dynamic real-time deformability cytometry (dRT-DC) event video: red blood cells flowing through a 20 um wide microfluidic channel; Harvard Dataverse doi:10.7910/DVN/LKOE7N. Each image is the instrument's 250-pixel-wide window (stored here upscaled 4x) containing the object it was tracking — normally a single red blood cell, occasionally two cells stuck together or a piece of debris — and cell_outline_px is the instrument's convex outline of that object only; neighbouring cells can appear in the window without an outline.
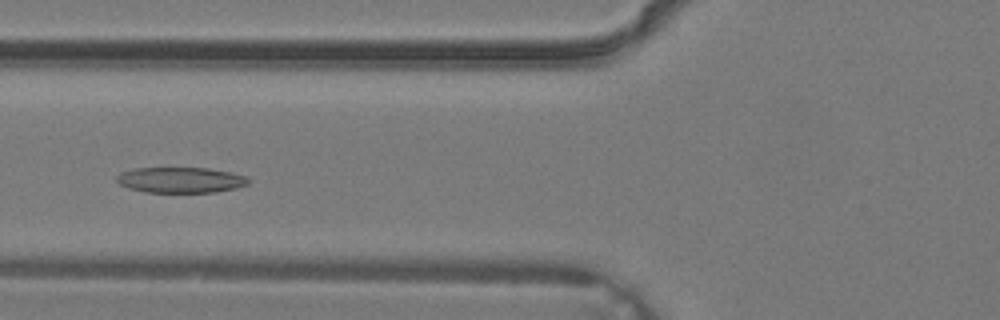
{"species": "common noctule bat (a hibernating species)", "species_latin": "Nyctalus noctula", "temperature_condition": "warm", "stored_images_in_passage": 30, "camera_frame_rate_fps": 3000, "um_per_image_px": 0.085, "animal": {"sex": "male", "body_mass_g": 19.2, "forearm_length_mm": 51.8}, "frame": {"image": 1, "passage_image": 11, "time_ms": 3.333, "image_size_px": [1000, 320], "cell_outline_px": [[252, 180], [248, 184], [236, 188], [216, 192], [144, 192], [128, 188], [120, 184], [116, 180], [116, 176], [120, 172], [136, 168], [208, 168], [248, 176]], "centroid_in_image_um": [15.37, 15.3], "position_along_channel_um": 110.4, "area_um2": 19.77}}
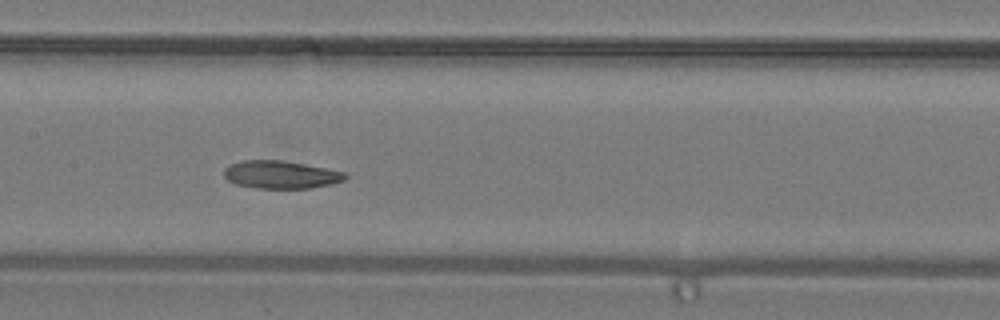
{"frame": {"image": 2, "passage_image": 15, "time_ms": 4.667, "image_size_px": [1000, 320], "cell_outline_px": [[348, 176], [344, 180], [332, 184], [312, 188], [256, 188], [236, 184], [228, 180], [224, 176], [224, 168], [228, 164], [244, 160], [284, 160], [344, 172]], "centroid_in_image_um": [23.84, 14.84], "position_along_channel_um": 183.6, "area_um2": 19.65}}
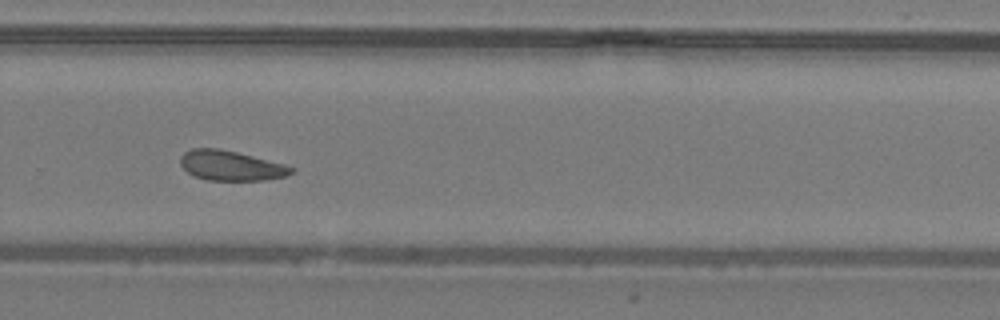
{"frame": {"image": 3, "passage_image": 22, "time_ms": 7.0, "image_size_px": [1000, 320], "cell_outline_px": [[296, 168], [292, 172], [284, 176], [264, 180], [208, 180], [196, 176], [188, 172], [180, 164], [180, 156], [184, 152], [192, 148], [220, 148], [284, 164]], "centroid_in_image_um": [19.6, 14.07], "position_along_channel_um": 310.2, "area_um2": 19.13}}